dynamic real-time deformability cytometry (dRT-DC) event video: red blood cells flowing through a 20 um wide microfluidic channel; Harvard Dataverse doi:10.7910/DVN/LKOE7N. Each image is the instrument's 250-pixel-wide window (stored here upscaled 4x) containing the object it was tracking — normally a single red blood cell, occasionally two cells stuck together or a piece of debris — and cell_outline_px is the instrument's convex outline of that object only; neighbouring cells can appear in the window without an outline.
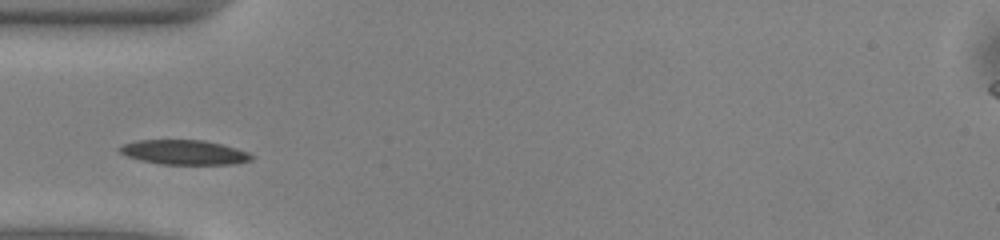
{"species": "common noctule bat (a hibernating species)", "species_latin": "Nyctalus noctula", "temperature_condition": "warm", "stored_images_in_passage": 36, "camera_frame_rate_fps": 3000, "um_per_image_px": 0.085, "animal": {"sex": "male", "body_mass_g": 13.0, "forearm_length_mm": 53.1}, "frame": {"image": 1, "passage_image": 1, "time_ms": 0.0, "image_size_px": [1000, 240], "cell_outline_px": [[256, 156], [252, 160], [236, 164], [160, 164], [140, 160], [128, 156], [120, 152], [116, 148], [124, 144], [136, 140], [204, 140], [224, 144], [248, 152]], "centroid_in_image_um": [15.7, 12.94], "position_along_channel_um": 69.3, "area_um2": 19.07}}
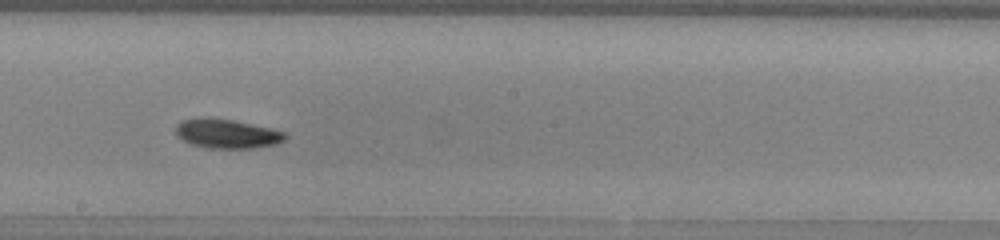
{"frame": {"image": 2, "passage_image": 13, "time_ms": 4.0, "image_size_px": [1000, 240], "cell_outline_px": [[288, 136], [284, 140], [276, 144], [252, 148], [208, 148], [192, 144], [176, 136], [176, 124], [184, 120], [208, 116], [232, 120], [272, 128], [288, 132]], "centroid_in_image_um": [19.32, 11.35], "position_along_channel_um": 228.9, "area_um2": 18.79}}
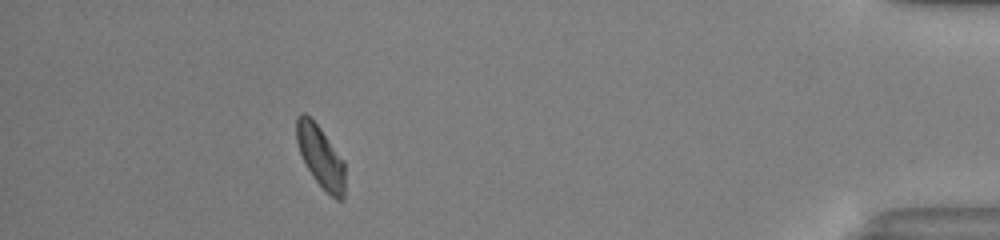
{"frame": {"image": 3, "passage_image": 31, "time_ms": 10.0, "image_size_px": [1000, 240], "cell_outline_px": [[344, 200], [336, 200], [312, 176], [300, 152], [296, 140], [296, 116], [300, 112], [304, 112], [320, 128], [344, 160]], "centroid_in_image_um": [27.24, 13.29], "position_along_channel_um": 408.0, "area_um2": 17.22}, "authors_computed_cell_mechanics": {"area_um2": 17.8891, "velocity_mm_per_s": 3.9903, "shape_relaxation_time_tau1_ms": 2.4123, "shape_relaxation_time_tau2_ms": null, "deformation_change_tau1": 0.0998, "deformation_change_tau2": null}}